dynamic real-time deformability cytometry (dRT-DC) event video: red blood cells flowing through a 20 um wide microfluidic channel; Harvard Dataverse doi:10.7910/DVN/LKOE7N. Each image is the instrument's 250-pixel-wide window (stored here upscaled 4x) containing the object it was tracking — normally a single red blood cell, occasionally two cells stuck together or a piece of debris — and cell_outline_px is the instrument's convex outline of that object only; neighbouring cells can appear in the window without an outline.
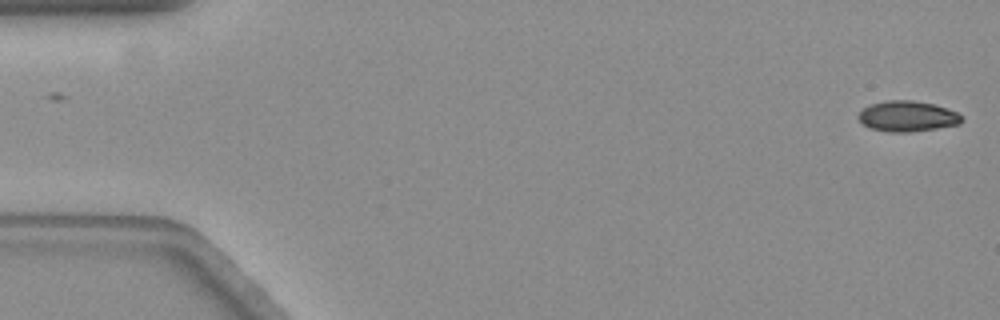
{"species": "common noctule bat (a hibernating species)", "species_latin": "Nyctalus noctula", "temperature_condition": "warm", "stored_images_in_passage": 58, "camera_frame_rate_fps": 3000, "um_per_image_px": 0.085, "animal": {"sex": "female", "body_mass_g": 19.3, "forearm_length_mm": 54.1}, "frame": {"image": 1, "passage_image": 1, "time_ms": 0.0, "image_size_px": [1000, 320], "cell_outline_px": [[960, 124], [936, 128], [908, 132], [892, 132], [872, 128], [864, 124], [856, 116], [868, 104], [884, 100], [912, 100], [936, 104], [956, 112], [960, 116]], "centroid_in_image_um": [77.09, 9.86], "position_along_channel_um": 7.9, "area_um2": 18.26}}
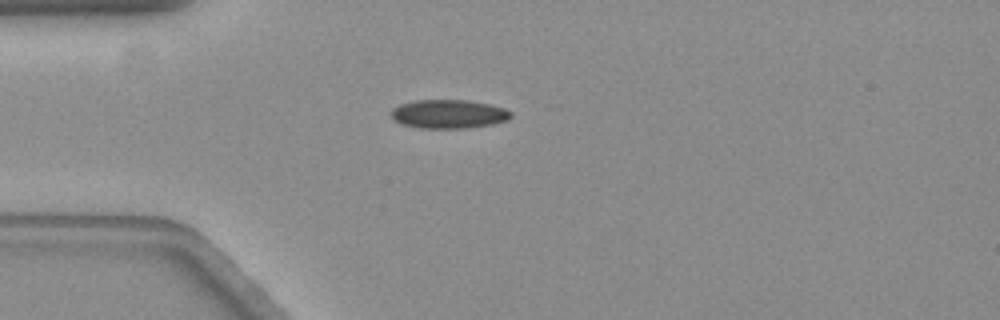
{"frame": {"image": 2, "passage_image": 15, "time_ms": 4.667, "image_size_px": [1000, 320], "cell_outline_px": [[512, 116], [508, 120], [492, 124], [464, 128], [420, 128], [400, 124], [392, 120], [392, 108], [400, 104], [412, 100], [468, 100], [488, 104], [504, 108], [512, 112]], "centroid_in_image_um": [38.11, 9.69], "position_along_channel_um": 46.9, "area_um2": 20.17}}
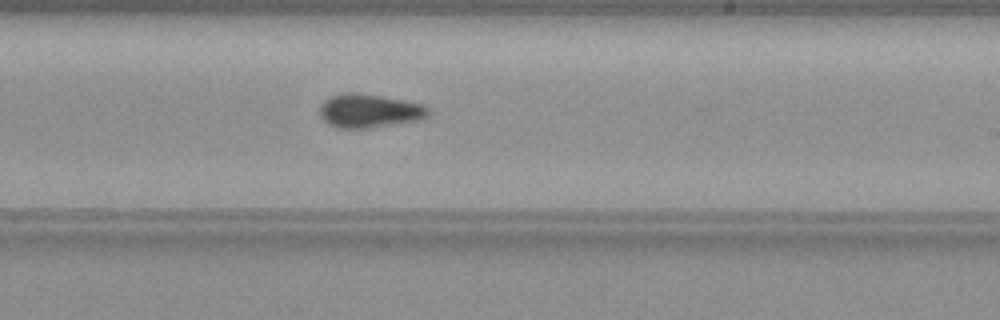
{"frame": {"image": 3, "passage_image": 34, "time_ms": 11.0, "image_size_px": [1000, 320], "cell_outline_px": [[428, 116], [420, 120], [368, 128], [336, 128], [328, 124], [320, 116], [320, 104], [324, 100], [332, 96], [344, 92], [356, 92], [380, 96], [424, 104], [428, 108]], "centroid_in_image_um": [31.36, 9.42], "position_along_channel_um": 257.6, "area_um2": 21.33}, "authors_computed_cell_mechanics": {"area_um2": 19.7387, "velocity_mm_per_s": 3.5495, "shape_relaxation_time_tau1_ms": 8.1386, "shape_relaxation_time_tau2_ms": 8.3982, "deformation_change_tau1": 0.1567, "deformation_change_tau2": 0.085}}